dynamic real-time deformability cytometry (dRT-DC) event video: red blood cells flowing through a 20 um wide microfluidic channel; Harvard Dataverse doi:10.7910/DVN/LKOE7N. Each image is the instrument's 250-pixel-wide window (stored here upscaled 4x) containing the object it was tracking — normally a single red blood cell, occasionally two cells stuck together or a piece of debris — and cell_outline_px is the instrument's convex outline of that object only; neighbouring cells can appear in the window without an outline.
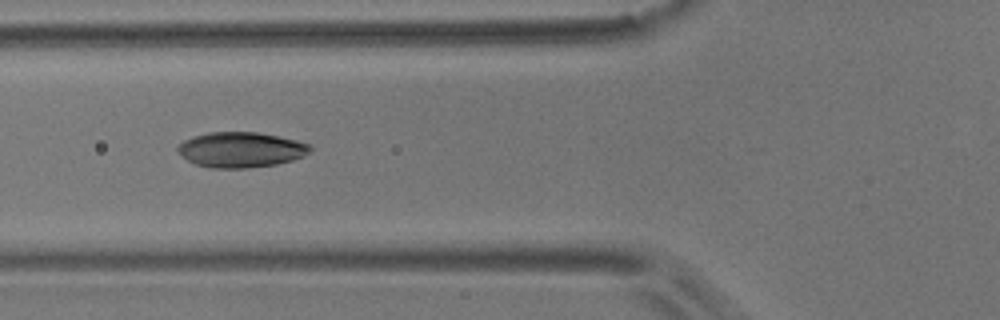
{"species": "common noctule bat (a hibernating species)", "species_latin": "Nyctalus noctula", "temperature_condition": "room temperature", "stored_images_in_passage": 9, "camera_frame_rate_fps": 3000, "um_per_image_px": 0.085, "animal": {"sex": "male", "body_mass_g": 17.9}, "frame": {"image": 1, "passage_image": 6, "time_ms": 6.0, "image_size_px": [1000, 320], "cell_outline_px": [[312, 148], [304, 156], [292, 160], [276, 164], [248, 168], [212, 168], [196, 164], [188, 160], [176, 148], [176, 144], [192, 136], [208, 132], [256, 132], [280, 136], [296, 140], [308, 144]], "centroid_in_image_um": [20.46, 12.72], "position_along_channel_um": 105.3, "area_um2": 27.22}}
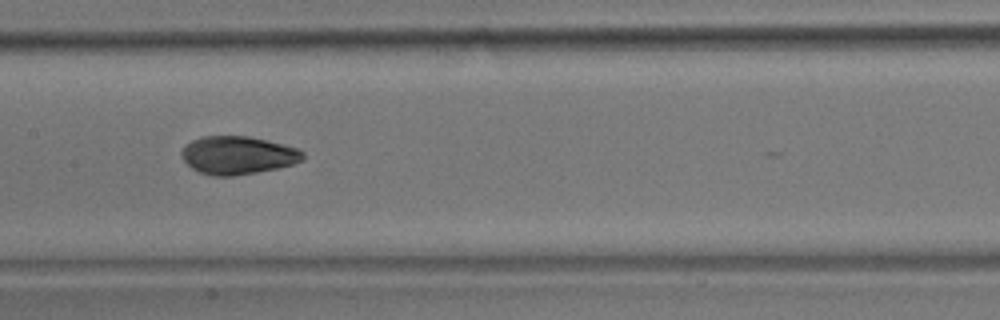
{"frame": {"image": 2, "passage_image": 8, "time_ms": 8.333, "image_size_px": [1000, 320], "cell_outline_px": [[304, 160], [292, 164], [276, 168], [256, 172], [232, 176], [212, 176], [200, 172], [192, 168], [180, 156], [180, 152], [184, 144], [200, 136], [248, 136], [268, 140], [300, 148], [304, 152]], "centroid_in_image_um": [20.2, 13.18], "position_along_channel_um": 187.2, "area_um2": 27.17}}
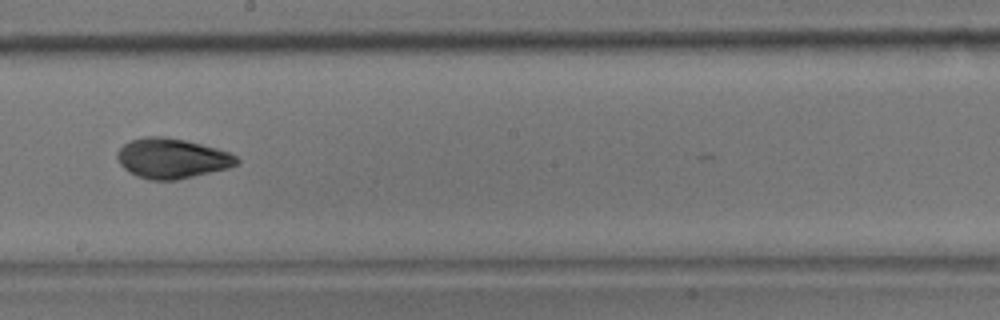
{"frame": {"image": 3, "passage_image": 9, "time_ms": 9.667, "image_size_px": [1000, 320], "cell_outline_px": [[240, 160], [236, 164], [228, 168], [176, 180], [148, 180], [136, 176], [124, 168], [120, 164], [116, 156], [116, 152], [128, 140], [144, 136], [164, 136], [184, 140], [232, 152]], "centroid_in_image_um": [14.59, 13.45], "position_along_channel_um": 233.6, "area_um2": 27.98}}